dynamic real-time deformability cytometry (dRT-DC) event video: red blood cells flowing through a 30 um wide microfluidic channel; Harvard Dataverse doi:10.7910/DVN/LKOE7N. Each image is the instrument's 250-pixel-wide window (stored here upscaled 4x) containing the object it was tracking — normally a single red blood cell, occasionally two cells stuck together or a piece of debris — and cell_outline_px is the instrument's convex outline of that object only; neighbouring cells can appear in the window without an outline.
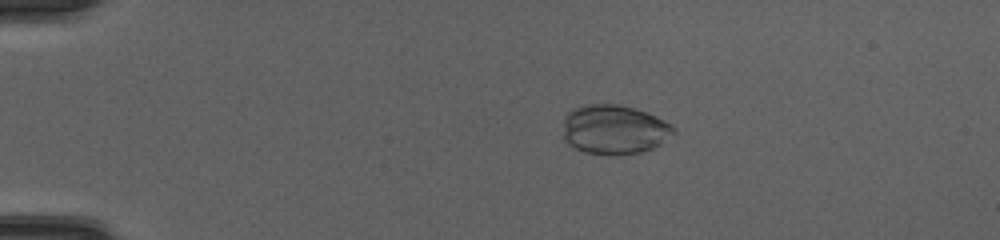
{"species": "common noctule bat (a hibernating species)", "species_latin": "Nyctalus noctula", "temperature_condition": "cold", "stored_images_in_passage": 49, "camera_frame_rate_fps": 3000, "um_per_image_px": 0.085, "animal": {"sex": "female", "body_mass_g": 20.0, "forearm_length_mm": 54.0}, "frame": {"image": 1, "passage_image": 10, "time_ms": 3.0, "image_size_px": [1000, 240], "cell_outline_px": [[676, 136], [652, 148], [640, 152], [616, 156], [608, 156], [584, 152], [568, 144], [564, 140], [564, 116], [568, 112], [584, 104], [616, 104], [636, 108], [656, 116], [672, 124], [676, 128]], "centroid_in_image_um": [52.25, 11.02], "position_along_channel_um": 32.7, "area_um2": 32.43}}
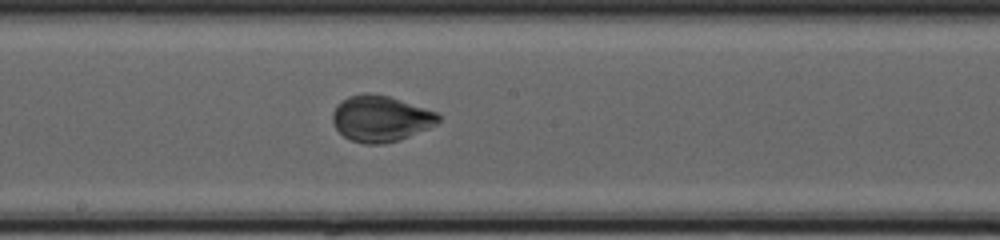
{"frame": {"image": 2, "passage_image": 28, "time_ms": 9.0, "image_size_px": [1000, 240], "cell_outline_px": [[440, 120], [436, 124], [428, 128], [400, 140], [384, 144], [364, 144], [352, 140], [344, 136], [336, 128], [332, 120], [332, 112], [336, 104], [340, 100], [348, 96], [388, 96], [436, 112], [440, 116]], "centroid_in_image_um": [32.34, 10.12], "position_along_channel_um": 215.9, "area_um2": 27.8}}
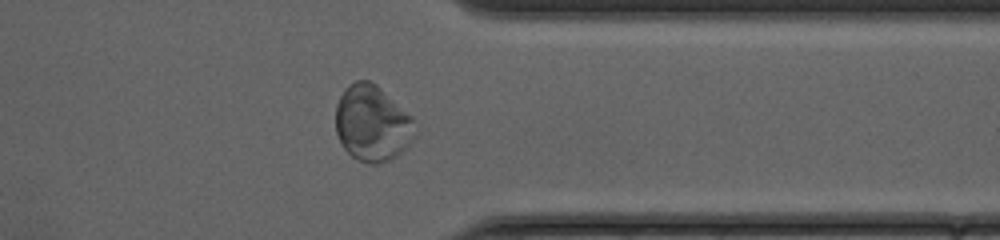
{"frame": {"image": 3, "passage_image": 40, "time_ms": 13.0, "image_size_px": [1000, 240], "cell_outline_px": [[416, 136], [396, 156], [380, 164], [368, 164], [356, 160], [344, 148], [336, 132], [336, 104], [344, 88], [348, 84], [356, 80], [368, 80], [376, 84], [412, 116]], "centroid_in_image_um": [31.62, 10.48], "position_along_channel_um": 379.8, "area_um2": 35.2}}